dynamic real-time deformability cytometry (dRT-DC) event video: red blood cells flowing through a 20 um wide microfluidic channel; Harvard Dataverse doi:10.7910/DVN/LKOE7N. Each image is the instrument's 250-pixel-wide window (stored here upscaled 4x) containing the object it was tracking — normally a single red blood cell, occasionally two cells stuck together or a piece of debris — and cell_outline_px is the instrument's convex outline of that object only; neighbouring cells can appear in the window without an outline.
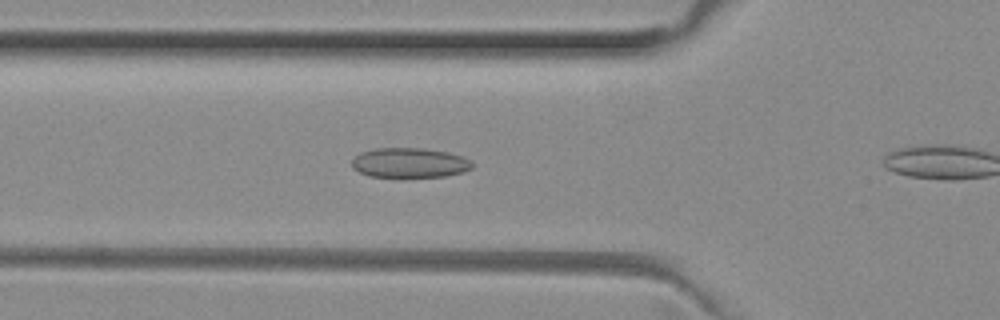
{"species": "common noctule bat (a hibernating species)", "species_latin": "Nyctalus noctula", "temperature_condition": "room temperature", "stored_images_in_passage": 35, "camera_frame_rate_fps": 3000, "um_per_image_px": 0.085, "animal": {"sex": "female", "body_mass_g": 29.2, "forearm_length_mm": 56.3}, "frame": {"image": 1, "passage_image": 18, "time_ms": 5.667, "image_size_px": [1000, 320], "cell_outline_px": [[472, 168], [464, 172], [444, 176], [368, 176], [352, 168], [352, 160], [360, 152], [376, 148], [424, 148], [448, 152], [464, 156], [472, 160]], "centroid_in_image_um": [34.84, 13.82], "position_along_channel_um": 91.0, "area_um2": 20.87}}
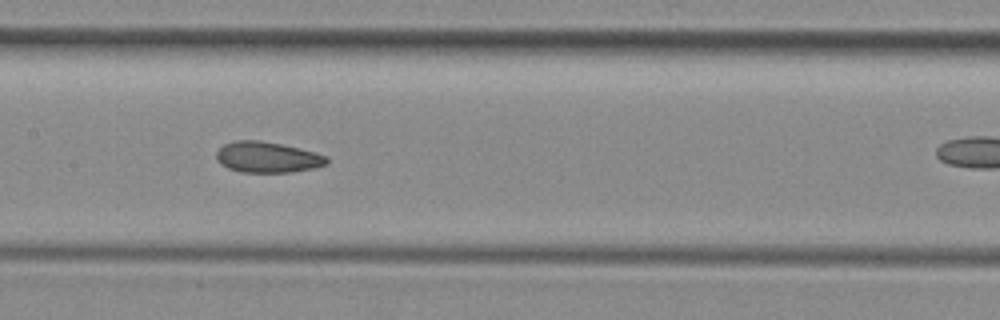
{"frame": {"image": 2, "passage_image": 25, "time_ms": 8.0, "image_size_px": [1000, 320], "cell_outline_px": [[328, 164], [316, 168], [292, 172], [240, 172], [228, 168], [220, 164], [216, 160], [216, 152], [224, 144], [236, 140], [260, 140], [280, 144], [316, 152], [328, 156]], "centroid_in_image_um": [22.74, 13.37], "position_along_channel_um": 184.7, "area_um2": 20.0}}
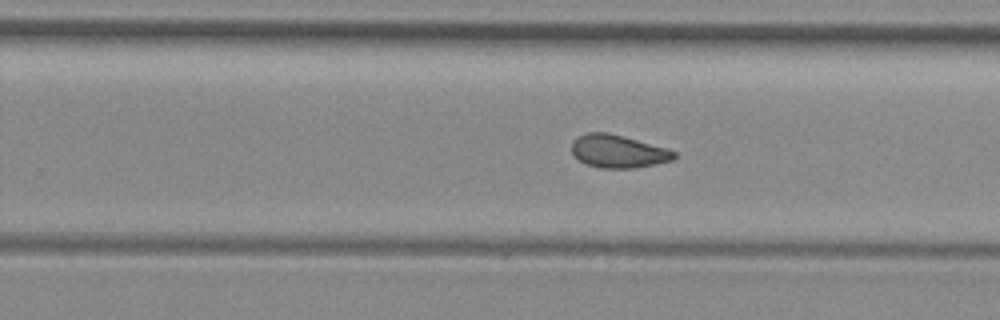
{"frame": {"image": 3, "passage_image": 32, "time_ms": 10.333, "image_size_px": [1000, 320], "cell_outline_px": [[676, 156], [672, 160], [656, 164], [636, 168], [600, 168], [588, 164], [580, 160], [572, 152], [572, 140], [576, 136], [588, 132], [608, 132], [668, 148], [676, 152]], "centroid_in_image_um": [52.55, 12.85], "position_along_channel_um": 277.3, "area_um2": 19.71}}